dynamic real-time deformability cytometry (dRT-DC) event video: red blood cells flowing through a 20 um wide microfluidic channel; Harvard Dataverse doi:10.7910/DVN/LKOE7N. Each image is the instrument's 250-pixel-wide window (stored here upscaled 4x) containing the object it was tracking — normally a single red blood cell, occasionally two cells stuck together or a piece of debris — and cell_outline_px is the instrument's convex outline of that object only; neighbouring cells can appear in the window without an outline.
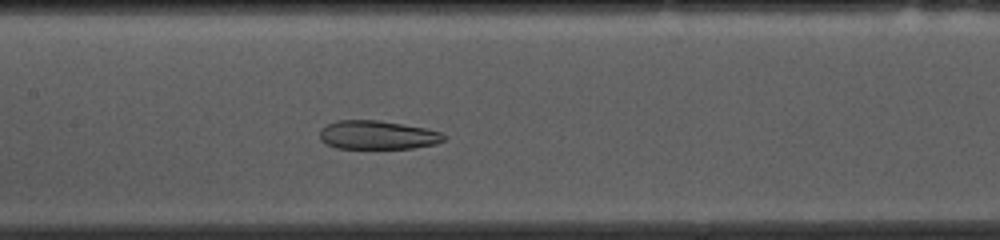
{"species": "common noctule bat (a hibernating species)", "species_latin": "Nyctalus noctula", "temperature_condition": "cold", "stored_images_in_passage": 38, "camera_frame_rate_fps": 3000, "um_per_image_px": 0.085, "animal": {"sex": "female", "body_mass_g": 10.0, "forearm_length_mm": 53.1}, "frame": {"image": 1, "passage_image": 17, "time_ms": 5.333, "image_size_px": [1000, 240], "cell_outline_px": [[448, 136], [444, 140], [436, 144], [412, 148], [336, 148], [324, 144], [320, 140], [320, 128], [336, 120], [380, 120], [428, 128], [444, 132]], "centroid_in_image_um": [32.12, 11.47], "position_along_channel_um": 175.3, "area_um2": 21.15}, "authors_computed_cell_mechanics": {"area_um2": 26.299, "velocity_mm_per_s": 3.6673, "shape_relaxation_time_tau1_ms": null, "shape_relaxation_time_tau2_ms": 2.1555, "deformation_change_tau1": null, "deformation_change_tau2": 0.0883}}